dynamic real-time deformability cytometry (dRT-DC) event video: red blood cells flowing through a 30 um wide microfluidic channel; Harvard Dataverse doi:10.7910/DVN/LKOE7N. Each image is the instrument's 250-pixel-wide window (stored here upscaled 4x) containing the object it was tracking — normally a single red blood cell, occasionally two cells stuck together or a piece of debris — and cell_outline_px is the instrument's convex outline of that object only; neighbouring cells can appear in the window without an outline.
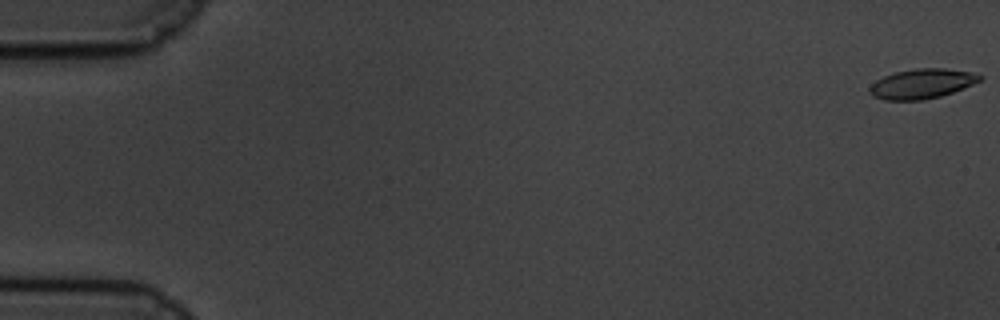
{"species": "common noctule bat (a hibernating species)", "species_latin": "Nyctalus noctula", "temperature_condition": "cold", "stored_images_in_passage": 61, "camera_frame_rate_fps": 3000, "um_per_image_px": 0.085, "animal": {"sex": "male", "body_mass_g": 19.5, "forearm_length_mm": 54.6}, "frame": {"image": 1, "passage_image": 1, "time_ms": 0.0, "image_size_px": [1000, 320], "cell_outline_px": [[984, 76], [980, 80], [972, 84], [952, 92], [940, 96], [924, 100], [884, 100], [872, 96], [868, 92], [868, 88], [876, 80], [884, 76], [896, 72], [916, 68], [944, 68], [968, 72]], "centroid_in_image_um": [78.3, 7.12], "position_along_channel_um": 6.7, "area_um2": 18.96}}
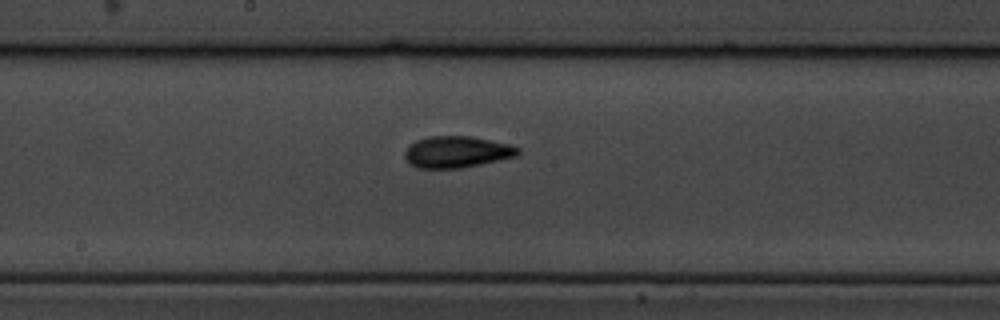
{"frame": {"image": 2, "passage_image": 33, "time_ms": 10.667, "image_size_px": [1000, 320], "cell_outline_px": [[520, 152], [516, 156], [480, 164], [460, 168], [416, 168], [408, 164], [404, 156], [404, 152], [408, 144], [416, 140], [428, 136], [472, 136], [512, 144], [520, 148]], "centroid_in_image_um": [38.8, 12.9], "position_along_channel_um": 209.4, "area_um2": 21.1}}
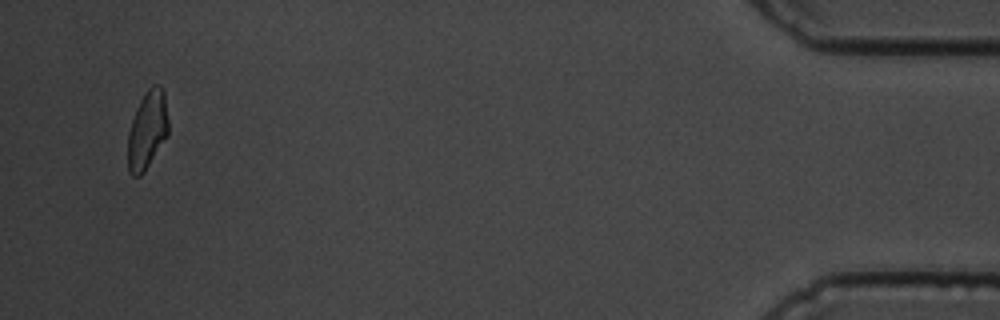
{"frame": {"image": 3, "passage_image": 59, "time_ms": 19.333, "image_size_px": [1000, 320], "cell_outline_px": [[168, 136], [144, 172], [140, 176], [132, 176], [128, 172], [128, 132], [132, 120], [140, 100], [144, 92], [152, 84], [160, 84], [164, 92], [168, 120]], "centroid_in_image_um": [12.53, 11.05], "position_along_channel_um": 422.7, "area_um2": 18.61}, "authors_computed_cell_mechanics": {"area_um2": 19.363, "velocity_mm_per_s": 3.3434, "shape_relaxation_time_tau1_ms": 4.213, "shape_relaxation_time_tau2_ms": 3.509, "deformation_change_tau1": 0.1109, "deformation_change_tau2": 0.1019}}